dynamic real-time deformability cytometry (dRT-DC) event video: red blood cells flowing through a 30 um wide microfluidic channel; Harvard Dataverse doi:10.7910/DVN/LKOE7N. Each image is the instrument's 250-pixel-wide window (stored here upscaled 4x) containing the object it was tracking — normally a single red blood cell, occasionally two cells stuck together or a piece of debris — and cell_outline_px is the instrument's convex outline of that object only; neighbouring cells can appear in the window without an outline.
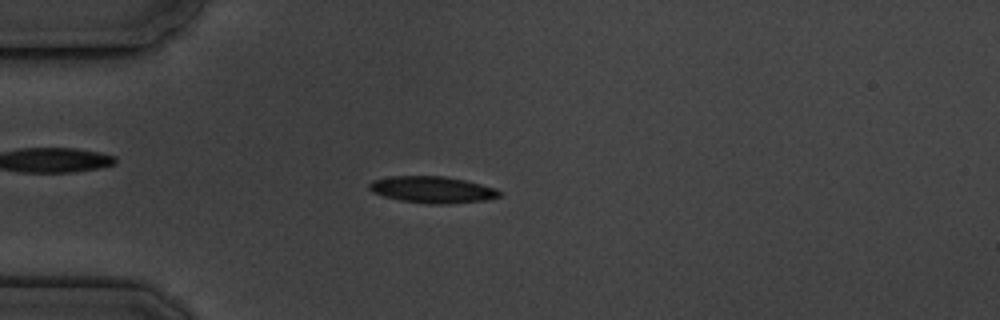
{"species": "common noctule bat (a hibernating species)", "species_latin": "Nyctalus noctula", "temperature_condition": "cold", "stored_images_in_passage": 6, "camera_frame_rate_fps": 3000, "um_per_image_px": 0.085, "animal": {"sex": "male", "body_mass_g": 19.5, "forearm_length_mm": 54.6}, "frame": {"image": 1, "passage_image": 4, "time_ms": 4.333, "image_size_px": [1000, 320], "cell_outline_px": [[504, 192], [500, 196], [488, 200], [444, 204], [424, 204], [400, 200], [384, 196], [372, 192], [368, 188], [368, 184], [372, 180], [392, 176], [444, 176], [464, 180], [496, 188]], "centroid_in_image_um": [36.76, 16.12], "position_along_channel_um": 48.2, "area_um2": 20.35}}